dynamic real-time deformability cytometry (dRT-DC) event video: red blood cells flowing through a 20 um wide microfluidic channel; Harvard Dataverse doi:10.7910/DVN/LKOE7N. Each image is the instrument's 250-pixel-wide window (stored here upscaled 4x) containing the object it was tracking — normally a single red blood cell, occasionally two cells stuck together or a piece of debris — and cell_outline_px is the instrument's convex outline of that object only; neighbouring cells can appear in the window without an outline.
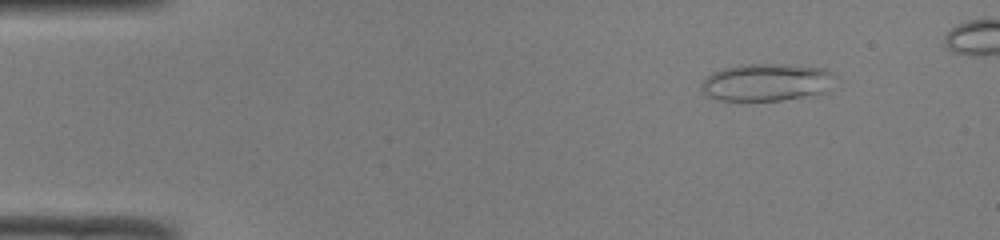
{"species": "common noctule bat (a hibernating species)", "species_latin": "Nyctalus noctula", "temperature_condition": "room temperature", "stored_images_in_passage": 47, "camera_frame_rate_fps": 3000, "um_per_image_px": 0.085, "animal": {"sex": "male", "body_mass_g": 19.0, "forearm_length_mm": 50.8}, "frame": {"image": 1, "passage_image": 6, "time_ms": 1.667, "image_size_px": [1000, 240], "cell_outline_px": [[836, 76], [828, 92], [780, 100], [716, 100], [708, 96], [700, 88], [700, 84], [712, 72], [724, 68], [740, 64], [784, 64], [828, 68]], "centroid_in_image_um": [65.19, 6.98], "position_along_channel_um": 19.8, "area_um2": 29.42}}
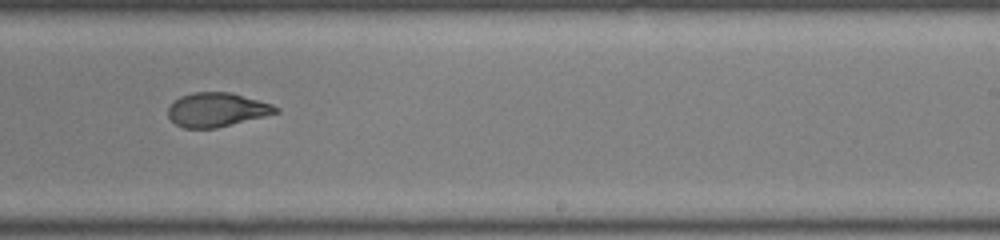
{"frame": {"image": 2, "passage_image": 31, "time_ms": 10.0, "image_size_px": [1000, 240], "cell_outline_px": [[280, 112], [216, 128], [184, 128], [176, 124], [168, 116], [168, 108], [172, 100], [180, 96], [192, 92], [228, 92], [272, 104], [280, 108]], "centroid_in_image_um": [18.39, 9.32], "position_along_channel_um": 270.6, "area_um2": 21.27}}
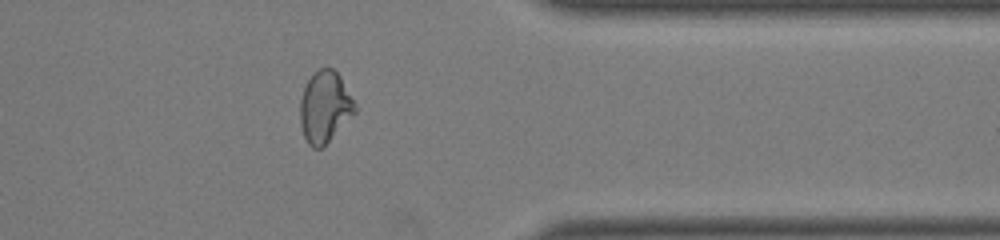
{"frame": {"image": 3, "passage_image": 40, "time_ms": 13.0, "image_size_px": [1000, 240], "cell_outline_px": [[356, 112], [320, 148], [312, 148], [308, 144], [304, 136], [300, 124], [300, 100], [304, 88], [308, 80], [320, 68], [332, 68], [340, 76], [356, 108]], "centroid_in_image_um": [27.58, 9.09], "position_along_channel_um": 383.8, "area_um2": 22.14}, "authors_computed_cell_mechanics": {"area_um2": 23.3512, "velocity_mm_per_s": 4.1084, "shape_relaxation_time_tau1_ms": null, "shape_relaxation_time_tau2_ms": 1.0869, "deformation_change_tau1": null, "deformation_change_tau2": 0.0695}}